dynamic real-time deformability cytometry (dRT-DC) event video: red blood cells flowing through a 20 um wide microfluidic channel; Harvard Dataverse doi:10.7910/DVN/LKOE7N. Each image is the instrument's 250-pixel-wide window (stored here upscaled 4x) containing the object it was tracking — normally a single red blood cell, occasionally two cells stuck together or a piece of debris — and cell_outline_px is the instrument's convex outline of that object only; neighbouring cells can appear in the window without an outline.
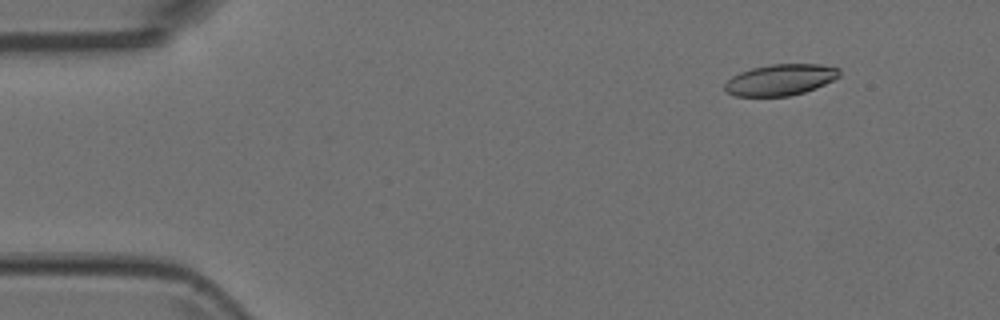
{"species": "Egyptian fruit bat (a non-hibernating species)", "species_latin": "Rousettus aegyptiacus", "temperature_condition": "room temperature", "stored_images_in_passage": 4, "camera_frame_rate_fps": 3000, "um_per_image_px": 0.085, "animal": {"sex": "female"}, "frame": {"image": 1, "passage_image": 1, "time_ms": 0.0, "image_size_px": [1000, 320], "cell_outline_px": [[840, 76], [816, 88], [804, 92], [788, 96], [736, 96], [728, 92], [724, 88], [724, 84], [732, 76], [740, 72], [752, 68], [772, 64], [820, 64], [840, 68]], "centroid_in_image_um": [66.34, 6.78], "position_along_channel_um": 18.7, "area_um2": 20.75}}
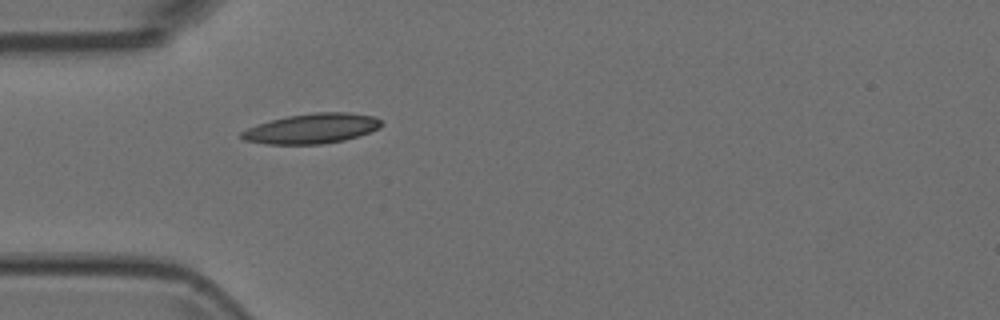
{"frame": {"image": 2, "passage_image": 4, "time_ms": 1.0, "image_size_px": [1000, 320], "cell_outline_px": [[384, 124], [380, 128], [360, 136], [344, 140], [324, 144], [268, 144], [244, 140], [240, 136], [240, 132], [248, 128], [272, 120], [288, 116], [312, 112], [348, 112], [376, 116]], "centroid_in_image_um": [26.57, 10.92], "position_along_channel_um": 58.4, "area_um2": 24.51}}